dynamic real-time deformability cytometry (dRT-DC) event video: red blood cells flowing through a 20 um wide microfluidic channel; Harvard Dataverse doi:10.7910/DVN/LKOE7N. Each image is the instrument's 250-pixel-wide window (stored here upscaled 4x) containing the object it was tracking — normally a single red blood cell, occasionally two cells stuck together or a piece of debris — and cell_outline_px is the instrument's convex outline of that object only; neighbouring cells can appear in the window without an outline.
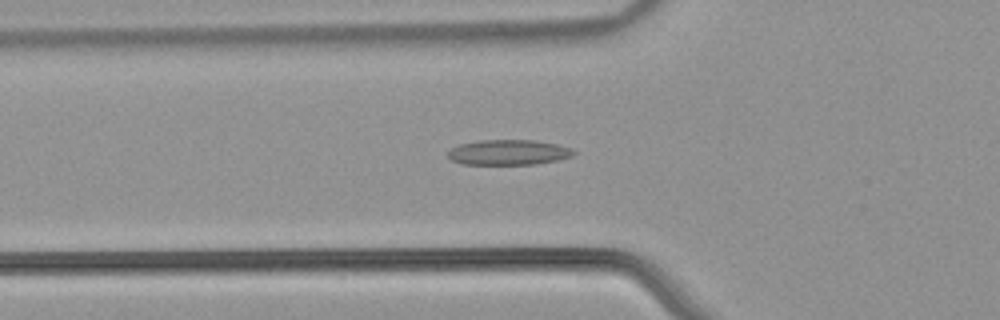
{"species": "common noctule bat (a hibernating species)", "species_latin": "Nyctalus noctula", "temperature_condition": "warm", "stored_images_in_passage": 52, "camera_frame_rate_fps": 3000, "um_per_image_px": 0.085, "animal": {"sex": "male", "body_mass_g": 21.5, "forearm_length_mm": 52.0}, "frame": {"image": 1, "passage_image": 18, "time_ms": 5.667, "image_size_px": [1000, 320], "cell_outline_px": [[576, 152], [572, 156], [556, 160], [536, 164], [464, 164], [452, 160], [448, 156], [448, 152], [452, 148], [460, 144], [480, 140], [536, 140], [556, 144], [572, 148]], "centroid_in_image_um": [43.24, 12.94], "position_along_channel_um": 82.6, "area_um2": 18.38}}
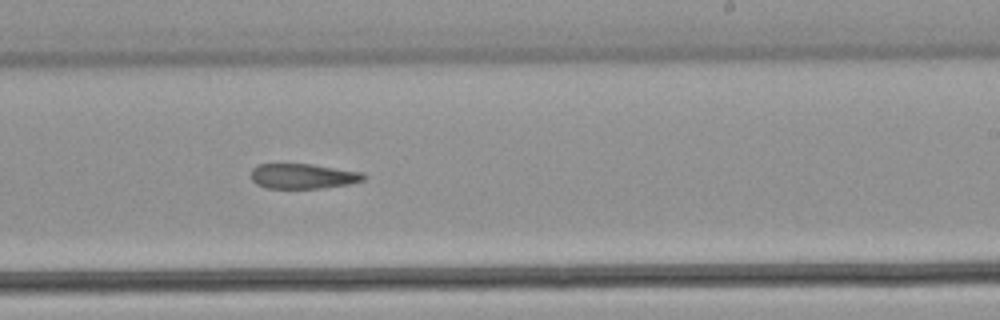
{"frame": {"image": 2, "passage_image": 32, "time_ms": 10.333, "image_size_px": [1000, 320], "cell_outline_px": [[368, 176], [364, 180], [348, 184], [324, 188], [264, 188], [256, 184], [252, 180], [252, 168], [256, 164], [312, 164], [364, 172]], "centroid_in_image_um": [25.78, 14.97], "position_along_channel_um": 263.2, "area_um2": 16.65}}
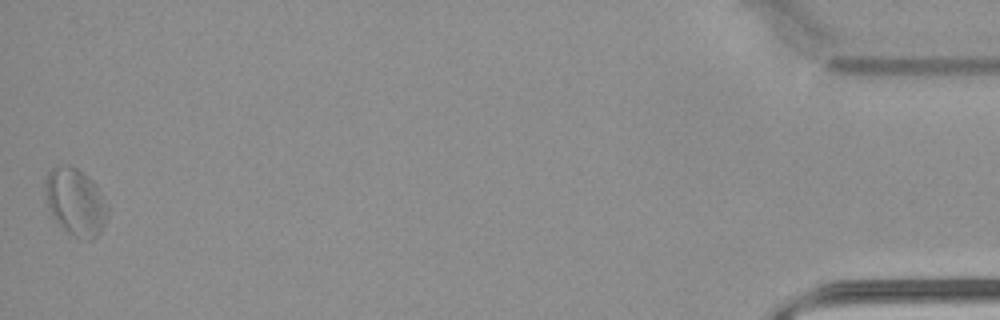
{"frame": {"image": 3, "passage_image": 52, "time_ms": 17.0, "image_size_px": [1000, 320], "cell_outline_px": [[108, 216], [100, 232], [92, 240], [88, 240], [76, 236], [68, 232], [52, 216], [44, 192], [44, 180], [48, 172], [56, 164], [68, 164], [76, 168], [88, 176], [96, 184], [108, 204]], "centroid_in_image_um": [6.42, 17.12], "position_along_channel_um": 428.8, "area_um2": 24.62}}